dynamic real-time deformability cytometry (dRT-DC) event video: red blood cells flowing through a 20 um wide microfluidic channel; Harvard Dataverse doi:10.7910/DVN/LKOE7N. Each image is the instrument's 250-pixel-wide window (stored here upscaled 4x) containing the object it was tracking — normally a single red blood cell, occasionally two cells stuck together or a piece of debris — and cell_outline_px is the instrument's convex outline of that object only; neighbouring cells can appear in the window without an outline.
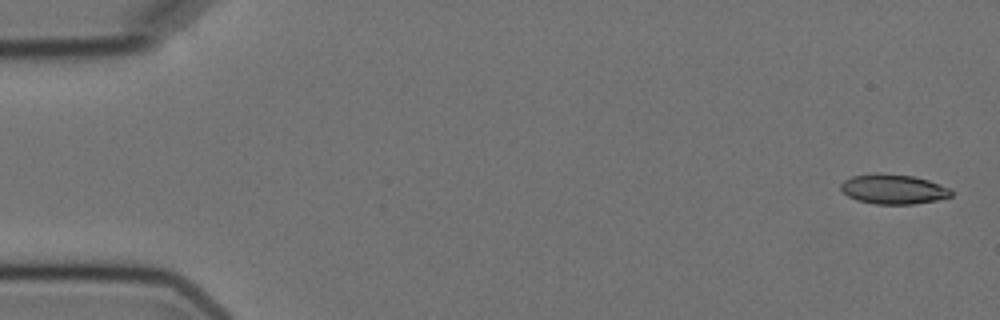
{"species": "Egyptian fruit bat (a non-hibernating species)", "species_latin": "Rousettus aegyptiacus", "temperature_condition": "cold", "stored_images_in_passage": 4, "camera_frame_rate_fps": 3000, "um_per_image_px": 0.085, "animal": {"sex": "female"}, "frame": {"image": 1, "passage_image": 1, "time_ms": 0.0, "image_size_px": [1000, 320], "cell_outline_px": [[952, 196], [936, 200], [912, 204], [876, 204], [856, 200], [848, 196], [840, 188], [840, 184], [844, 180], [852, 176], [876, 172], [880, 172], [912, 176], [928, 180], [948, 188], [952, 192]], "centroid_in_image_um": [75.89, 16.07], "position_along_channel_um": 9.1, "area_um2": 19.13}}
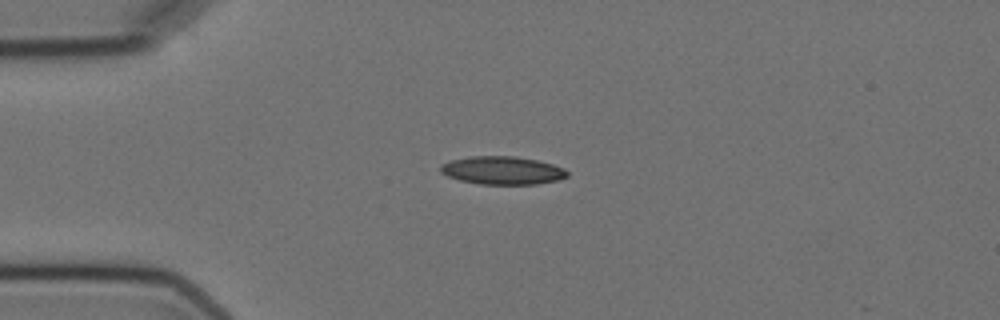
{"frame": {"image": 2, "passage_image": 3, "time_ms": 4.0, "image_size_px": [1000, 320], "cell_outline_px": [[568, 176], [556, 180], [536, 184], [480, 184], [460, 180], [448, 176], [440, 172], [440, 164], [452, 160], [472, 156], [516, 156], [536, 160], [552, 164], [564, 168], [568, 172]], "centroid_in_image_um": [42.69, 14.48], "position_along_channel_um": 42.3, "area_um2": 20.63}}